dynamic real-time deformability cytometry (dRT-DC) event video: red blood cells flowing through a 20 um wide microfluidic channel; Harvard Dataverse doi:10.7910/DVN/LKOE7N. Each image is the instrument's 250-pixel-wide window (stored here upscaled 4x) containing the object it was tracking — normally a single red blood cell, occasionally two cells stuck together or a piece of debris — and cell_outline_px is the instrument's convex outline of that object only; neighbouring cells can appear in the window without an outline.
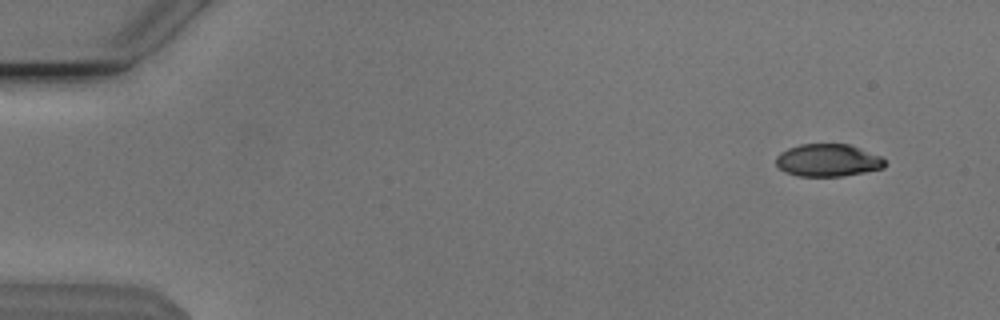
{"species": "Egyptian fruit bat (a non-hibernating species)", "species_latin": "Rousettus aegyptiacus", "temperature_condition": "cold", "stored_images_in_passage": 52, "camera_frame_rate_fps": 3000, "um_per_image_px": 0.085, "animal": {"sex": "male"}, "frame": {"image": 1, "passage_image": 3, "time_ms": 0.667, "image_size_px": [1000, 320], "cell_outline_px": [[888, 164], [884, 168], [864, 172], [840, 176], [796, 176], [784, 172], [776, 164], [776, 156], [780, 152], [788, 148], [800, 144], [848, 144], [860, 148], [880, 156]], "centroid_in_image_um": [70.36, 13.63], "position_along_channel_um": 14.6, "area_um2": 20.69}}
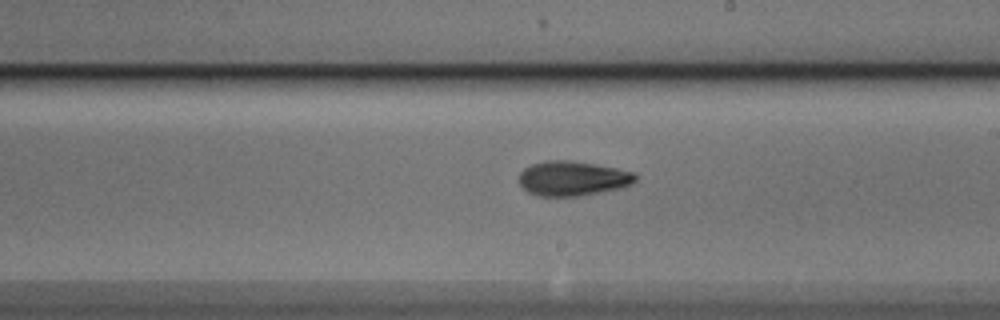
{"frame": {"image": 2, "passage_image": 30, "time_ms": 9.667, "image_size_px": [1000, 320], "cell_outline_px": [[636, 180], [632, 184], [620, 188], [580, 196], [540, 196], [528, 192], [520, 184], [520, 172], [524, 168], [532, 164], [544, 160], [572, 160], [596, 164], [636, 172]], "centroid_in_image_um": [48.69, 15.15], "position_along_channel_um": 240.3, "area_um2": 23.64}}
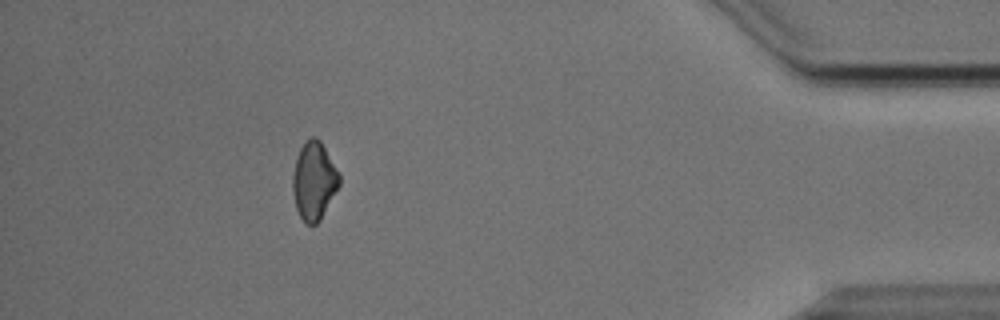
{"frame": {"image": 3, "passage_image": 47, "time_ms": 15.333, "image_size_px": [1000, 320], "cell_outline_px": [[340, 184], [320, 220], [316, 224], [304, 224], [296, 208], [292, 192], [292, 176], [296, 160], [300, 148], [304, 140], [312, 136], [316, 136], [320, 140], [340, 172]], "centroid_in_image_um": [26.69, 15.35], "position_along_channel_um": 408.5, "area_um2": 21.39}, "authors_computed_cell_mechanics": {"area_um2": 22.0796, "velocity_mm_per_s": 3.8673, "shape_relaxation_time_tau1_ms": 3.6806, "shape_relaxation_time_tau2_ms": 4.6798, "deformation_change_tau1": 0.1384, "deformation_change_tau2": 0.1069}}